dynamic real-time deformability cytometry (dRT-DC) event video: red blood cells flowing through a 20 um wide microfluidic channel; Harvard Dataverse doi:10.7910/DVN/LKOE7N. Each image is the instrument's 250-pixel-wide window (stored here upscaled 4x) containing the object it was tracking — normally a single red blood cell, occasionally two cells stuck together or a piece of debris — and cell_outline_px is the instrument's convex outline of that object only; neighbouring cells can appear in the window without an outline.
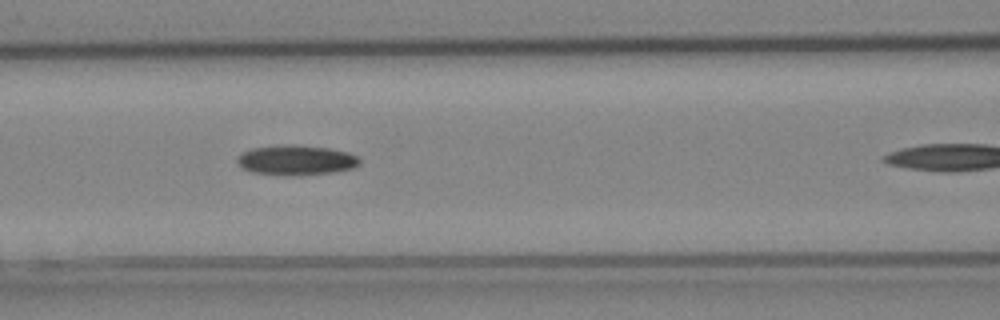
{"species": "Egyptian fruit bat (a non-hibernating species)", "species_latin": "Rousettus aegyptiacus", "temperature_condition": "cold", "stored_images_in_passage": 9, "camera_frame_rate_fps": 3000, "um_per_image_px": 0.085, "animal": {"sex": "female"}, "frame": {"image": 1, "passage_image": 7, "time_ms": 2.0, "image_size_px": [1000, 320], "cell_outline_px": [[360, 164], [352, 168], [332, 172], [300, 176], [252, 172], [244, 168], [236, 160], [244, 152], [252, 148], [288, 144], [292, 144], [328, 148], [348, 152], [356, 156], [360, 160]], "centroid_in_image_um": [25.21, 13.61], "position_along_channel_um": 141.4, "area_um2": 21.1}}